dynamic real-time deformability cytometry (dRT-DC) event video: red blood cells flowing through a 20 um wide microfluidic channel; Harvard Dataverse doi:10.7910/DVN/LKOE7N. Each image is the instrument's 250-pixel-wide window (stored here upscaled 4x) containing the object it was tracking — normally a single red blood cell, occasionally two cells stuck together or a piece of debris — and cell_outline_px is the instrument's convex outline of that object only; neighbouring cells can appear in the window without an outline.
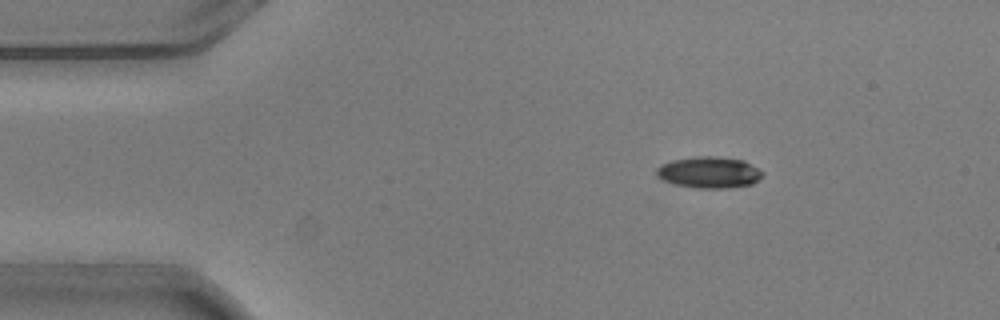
{"species": "common noctule bat (a hibernating species)", "species_latin": "Nyctalus noctula", "temperature_condition": "warm", "stored_images_in_passage": 3, "camera_frame_rate_fps": 3000, "um_per_image_px": 0.085, "animal": {"sex": "male", "body_mass_g": 20.5, "forearm_length_mm": 52.5}, "frame": {"image": 1, "passage_image": 1, "time_ms": 0.0, "image_size_px": [1000, 320], "cell_outline_px": [[764, 172], [752, 184], [728, 188], [696, 188], [676, 184], [664, 180], [656, 176], [656, 168], [660, 164], [672, 160], [696, 156], [716, 156], [744, 160]], "centroid_in_image_um": [60.24, 14.64], "position_along_channel_um": 24.8, "area_um2": 19.36}}